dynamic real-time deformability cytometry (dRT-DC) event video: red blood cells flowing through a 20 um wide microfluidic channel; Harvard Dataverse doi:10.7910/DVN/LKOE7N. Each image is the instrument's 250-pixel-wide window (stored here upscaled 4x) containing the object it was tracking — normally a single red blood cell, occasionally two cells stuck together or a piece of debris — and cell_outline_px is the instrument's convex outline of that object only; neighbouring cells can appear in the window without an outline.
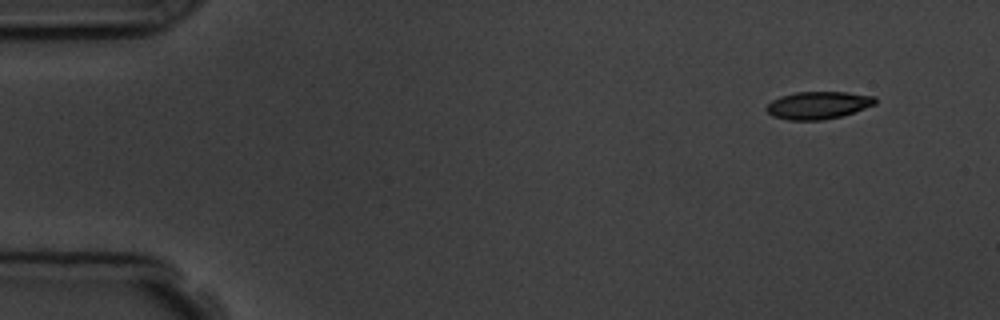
{"species": "common noctule bat (a hibernating species)", "species_latin": "Nyctalus noctula", "temperature_condition": "room temperature", "stored_images_in_passage": 4, "camera_frame_rate_fps": 3000, "um_per_image_px": 0.085, "animal": {"sex": "male", "body_mass_g": 19.5, "forearm_length_mm": 54.6}, "frame": {"image": 1, "passage_image": 1, "time_ms": 0.0, "image_size_px": [1000, 320], "cell_outline_px": [[876, 104], [840, 116], [824, 120], [788, 120], [772, 116], [764, 108], [772, 100], [780, 96], [796, 92], [848, 92], [876, 96]], "centroid_in_image_um": [69.52, 8.94], "position_along_channel_um": 15.5, "area_um2": 17.46}}
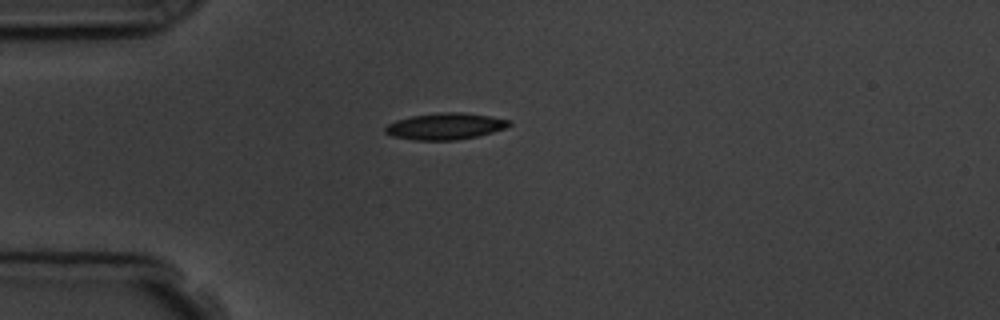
{"frame": {"image": 2, "passage_image": 4, "time_ms": 3.333, "image_size_px": [1000, 320], "cell_outline_px": [[512, 124], [504, 128], [492, 132], [476, 136], [456, 140], [412, 140], [392, 136], [384, 132], [384, 128], [388, 124], [396, 120], [412, 116], [444, 112], [464, 112], [512, 120]], "centroid_in_image_um": [37.83, 10.73], "position_along_channel_um": 47.2, "area_um2": 19.07}}